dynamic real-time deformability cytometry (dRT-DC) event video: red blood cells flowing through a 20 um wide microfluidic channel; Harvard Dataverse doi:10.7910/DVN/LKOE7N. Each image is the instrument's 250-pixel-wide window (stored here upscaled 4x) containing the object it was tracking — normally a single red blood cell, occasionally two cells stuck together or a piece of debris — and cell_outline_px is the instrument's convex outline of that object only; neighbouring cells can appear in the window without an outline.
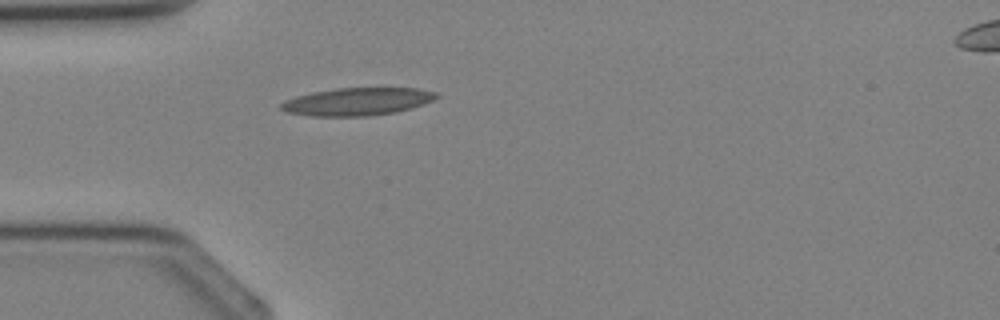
{"species": "Egyptian fruit bat (a non-hibernating species)", "species_latin": "Rousettus aegyptiacus", "temperature_condition": "cold", "stored_images_in_passage": 1, "camera_frame_rate_fps": 3000, "um_per_image_px": 0.085, "animal": {"sex": "female"}, "frame": {"image": 1, "passage_image": 1, "time_ms": 0.0, "image_size_px": [1000, 320], "cell_outline_px": [[440, 96], [424, 104], [412, 108], [396, 112], [368, 116], [312, 116], [288, 112], [280, 108], [280, 104], [284, 100], [296, 96], [312, 92], [336, 88], [416, 88], [436, 92]], "centroid_in_image_um": [30.38, 8.63], "position_along_channel_um": 54.6, "area_um2": 25.09}}